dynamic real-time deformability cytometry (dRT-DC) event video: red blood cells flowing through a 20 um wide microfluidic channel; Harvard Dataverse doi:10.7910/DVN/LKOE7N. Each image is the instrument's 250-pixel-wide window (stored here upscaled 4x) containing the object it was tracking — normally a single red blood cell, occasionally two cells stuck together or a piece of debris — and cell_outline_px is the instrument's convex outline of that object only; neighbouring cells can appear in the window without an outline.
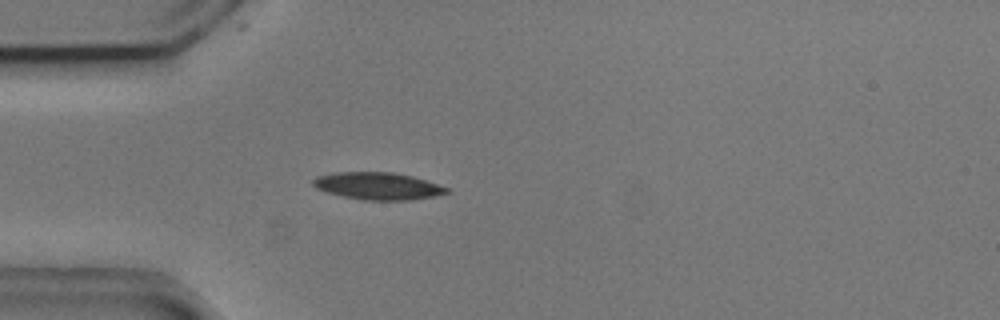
{"species": "common noctule bat (a hibernating species)", "species_latin": "Nyctalus noctula", "temperature_condition": "cold", "stored_images_in_passage": 19, "camera_frame_rate_fps": 3000, "um_per_image_px": 0.085, "animal": {"sex": "male", "body_mass_g": 20.5, "forearm_length_mm": 52.5}, "frame": {"image": 1, "passage_image": 15, "time_ms": 4.667, "image_size_px": [1000, 320], "cell_outline_px": [[452, 192], [412, 200], [360, 200], [328, 192], [316, 188], [312, 184], [312, 180], [316, 176], [332, 172], [392, 172], [412, 176], [448, 188]], "centroid_in_image_um": [32.08, 15.81], "position_along_channel_um": 52.9, "area_um2": 21.15}}